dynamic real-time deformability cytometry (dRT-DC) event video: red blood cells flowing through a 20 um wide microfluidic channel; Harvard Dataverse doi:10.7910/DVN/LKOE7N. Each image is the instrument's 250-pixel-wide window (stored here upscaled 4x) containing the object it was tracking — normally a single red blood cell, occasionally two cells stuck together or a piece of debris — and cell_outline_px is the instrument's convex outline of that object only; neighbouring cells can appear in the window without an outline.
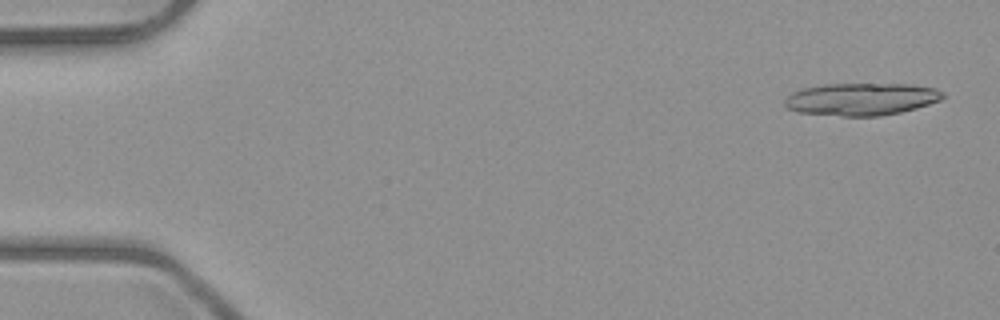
{"species": "common noctule bat (a hibernating species)", "species_latin": "Nyctalus noctula", "temperature_condition": "room temperature", "stored_images_in_passage": 6, "camera_frame_rate_fps": 3000, "um_per_image_px": 0.085, "animal": {"sex": "male", "body_mass_g": 23.1, "forearm_length_mm": 52.7}, "frame": {"image": 1, "passage_image": 6, "time_ms": 6.0, "image_size_px": [1000, 320], "cell_outline_px": [[944, 96], [940, 100], [916, 108], [900, 112], [880, 116], [840, 116], [796, 112], [788, 108], [784, 104], [784, 100], [792, 92], [804, 88], [824, 84], [912, 84], [936, 88], [944, 92]], "centroid_in_image_um": [73.21, 8.42], "position_along_channel_um": 11.8, "area_um2": 29.94}}